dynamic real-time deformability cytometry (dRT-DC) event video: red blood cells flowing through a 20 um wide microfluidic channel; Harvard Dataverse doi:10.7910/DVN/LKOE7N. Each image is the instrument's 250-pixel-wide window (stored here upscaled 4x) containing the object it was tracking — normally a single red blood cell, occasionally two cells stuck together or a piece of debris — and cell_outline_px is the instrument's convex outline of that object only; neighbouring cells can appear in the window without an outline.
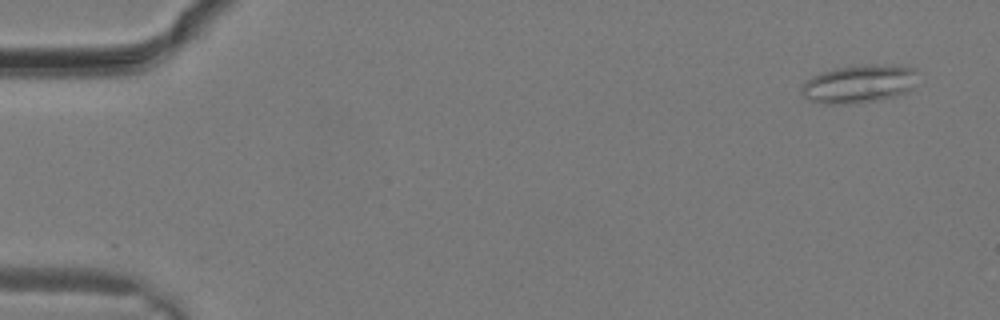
{"species": "common noctule bat (a hibernating species)", "species_latin": "Nyctalus noctula", "temperature_condition": "warm", "stored_images_in_passage": 12, "camera_frame_rate_fps": 3000, "um_per_image_px": 0.085, "animal": {"sex": "male", "body_mass_g": 19.2, "forearm_length_mm": 51.8}, "frame": {"image": 1, "passage_image": 2, "time_ms": 0.333, "image_size_px": [1000, 320], "cell_outline_px": [[916, 72], [912, 88], [908, 92], [876, 100], [848, 104], [824, 104], [808, 100], [800, 92], [800, 88], [812, 76], [820, 72], [836, 68], [876, 64], [892, 64], [916, 68]], "centroid_in_image_um": [73.0, 7.13], "position_along_channel_um": 12.0, "area_um2": 25.72}}
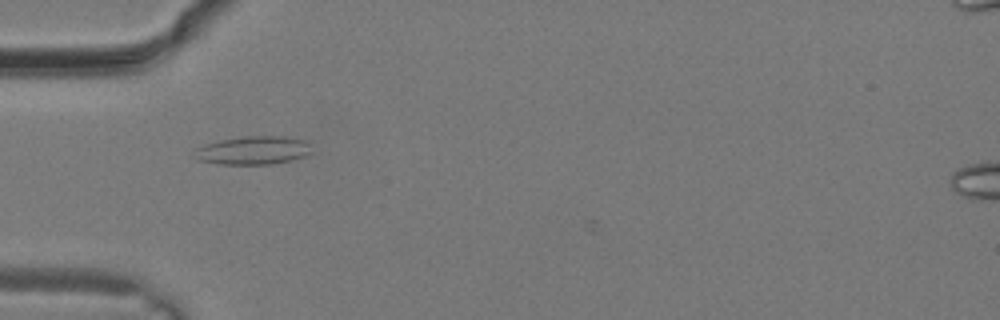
{"frame": {"image": 2, "passage_image": 10, "time_ms": 3.0, "image_size_px": [1000, 320], "cell_outline_px": [[312, 152], [304, 156], [272, 164], [220, 164], [196, 160], [196, 148], [204, 144], [220, 140], [240, 136], [288, 136], [308, 140]], "centroid_in_image_um": [21.54, 12.76], "position_along_channel_um": 63.5, "area_um2": 19.48}}